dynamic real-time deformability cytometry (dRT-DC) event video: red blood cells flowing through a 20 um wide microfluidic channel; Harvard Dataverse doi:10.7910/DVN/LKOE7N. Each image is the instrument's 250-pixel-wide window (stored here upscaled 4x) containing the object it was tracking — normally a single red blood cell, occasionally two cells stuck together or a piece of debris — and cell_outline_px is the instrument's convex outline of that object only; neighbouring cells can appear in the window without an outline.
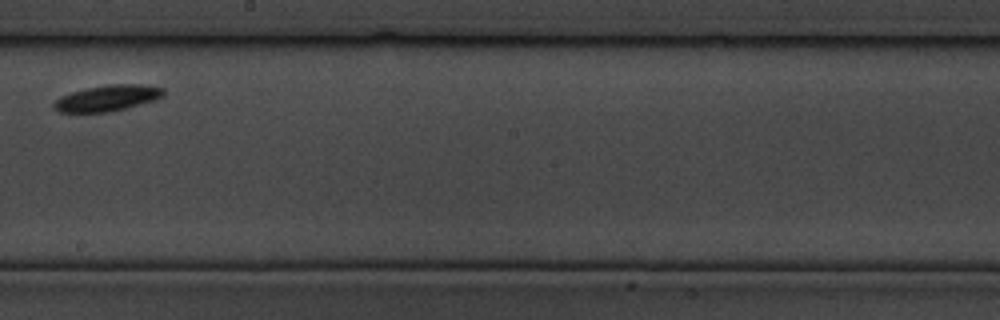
{"species": "common noctule bat (a hibernating species)", "species_latin": "Nyctalus noctula", "temperature_condition": "cold", "stored_images_in_passage": 16, "camera_frame_rate_fps": 3000, "um_per_image_px": 0.085, "animal": {"sex": "male", "body_mass_g": 19.5, "forearm_length_mm": 54.6}, "frame": {"image": 1, "passage_image": 10, "time_ms": 3.0, "image_size_px": [1000, 320], "cell_outline_px": [[164, 96], [140, 104], [112, 112], [60, 112], [52, 108], [52, 104], [60, 96], [72, 92], [88, 88], [112, 84], [140, 84], [164, 88]], "centroid_in_image_um": [9.11, 8.34], "position_along_channel_um": 239.1, "area_um2": 16.47}}